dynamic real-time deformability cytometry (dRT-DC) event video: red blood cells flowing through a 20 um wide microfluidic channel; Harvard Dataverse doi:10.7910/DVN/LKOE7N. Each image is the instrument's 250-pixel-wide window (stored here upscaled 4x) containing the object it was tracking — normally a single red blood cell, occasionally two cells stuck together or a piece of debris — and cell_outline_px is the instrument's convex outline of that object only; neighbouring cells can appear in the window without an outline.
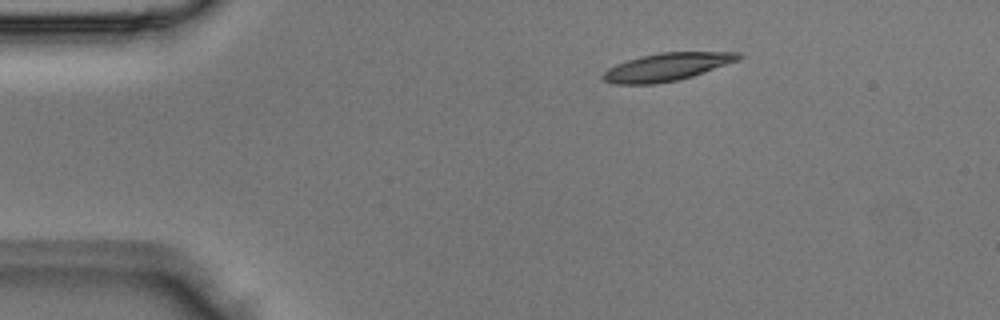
{"species": "Egyptian fruit bat (a non-hibernating species)", "species_latin": "Rousettus aegyptiacus", "temperature_condition": "room temperature", "stored_images_in_passage": 3, "segment_of_instrument_passage": [1, 2], "camera_frame_rate_fps": 3000, "um_per_image_px": 0.085, "animal": {"sex": "male"}, "frame": {"image": 1, "passage_image": 1, "time_ms": 0.0, "image_size_px": [1000, 320], "cell_outline_px": [[744, 56], [740, 60], [680, 80], [656, 84], [612, 84], [604, 80], [600, 76], [608, 68], [616, 64], [640, 56], [660, 52], [740, 52]], "centroid_in_image_um": [56.69, 5.69], "position_along_channel_um": 28.3, "area_um2": 22.14}}